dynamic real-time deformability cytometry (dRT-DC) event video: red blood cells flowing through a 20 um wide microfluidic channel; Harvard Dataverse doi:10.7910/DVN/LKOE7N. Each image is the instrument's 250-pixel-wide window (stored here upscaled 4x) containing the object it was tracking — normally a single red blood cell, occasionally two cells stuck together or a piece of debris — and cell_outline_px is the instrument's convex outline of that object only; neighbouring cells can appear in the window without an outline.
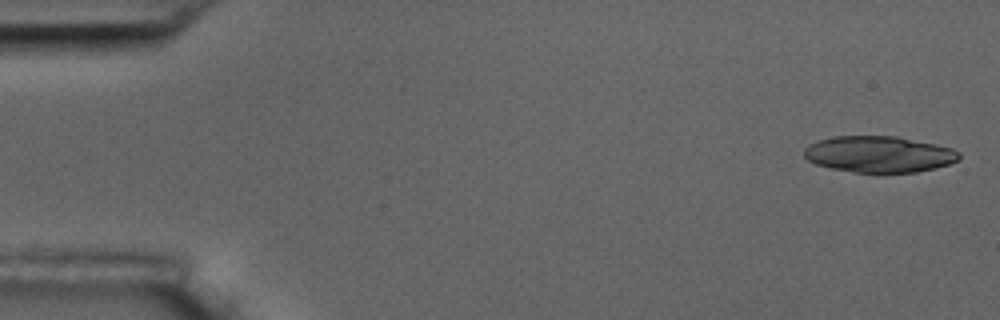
{"species": "common noctule bat (a hibernating species)", "species_latin": "Nyctalus noctula", "temperature_condition": "room temperature", "stored_images_in_passage": 11, "camera_frame_rate_fps": 3000, "um_per_image_px": 0.085, "animal": {"sex": "male", "body_mass_g": 17.5, "forearm_length_mm": 52.3}, "frame": {"image": 1, "passage_image": 1, "time_ms": 0.0, "image_size_px": [1000, 320], "cell_outline_px": [[960, 160], [936, 168], [916, 172], [856, 172], [832, 168], [816, 164], [808, 160], [804, 156], [804, 148], [808, 144], [816, 140], [832, 136], [896, 136], [936, 144], [952, 148], [960, 152]], "centroid_in_image_um": [74.71, 13.1], "position_along_channel_um": 10.3, "area_um2": 32.89}}
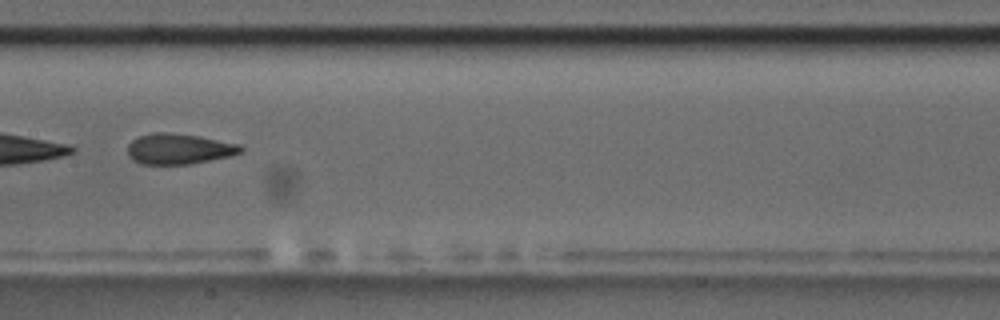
{"frame": {"image": 2, "passage_image": 8, "time_ms": 8.667, "image_size_px": [1000, 320], "cell_outline_px": [[244, 148], [240, 152], [232, 156], [192, 164], [140, 164], [132, 160], [128, 156], [128, 144], [132, 140], [140, 136], [152, 132], [164, 132], [200, 136], [240, 144]], "centroid_in_image_um": [15.21, 12.66], "position_along_channel_um": 192.2, "area_um2": 20.35}}
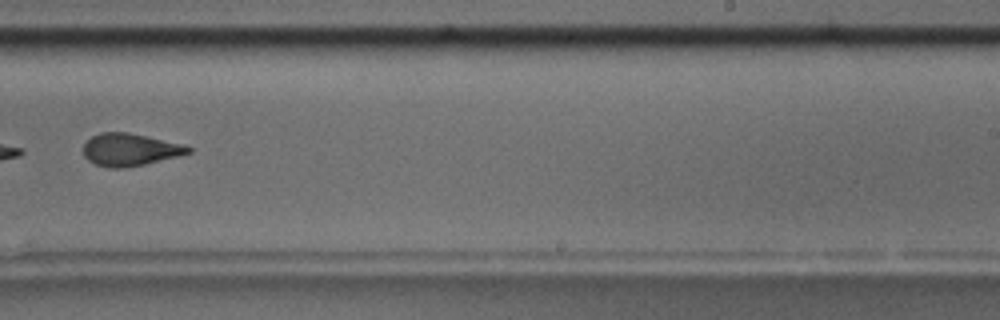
{"frame": {"image": 3, "passage_image": 10, "time_ms": 11.0, "image_size_px": [1000, 320], "cell_outline_px": [[192, 152], [144, 164], [124, 168], [108, 168], [96, 164], [88, 160], [84, 156], [84, 144], [92, 136], [100, 132], [128, 132], [180, 144], [192, 148]], "centroid_in_image_um": [10.99, 12.72], "position_along_channel_um": 278.0, "area_um2": 19.48}}